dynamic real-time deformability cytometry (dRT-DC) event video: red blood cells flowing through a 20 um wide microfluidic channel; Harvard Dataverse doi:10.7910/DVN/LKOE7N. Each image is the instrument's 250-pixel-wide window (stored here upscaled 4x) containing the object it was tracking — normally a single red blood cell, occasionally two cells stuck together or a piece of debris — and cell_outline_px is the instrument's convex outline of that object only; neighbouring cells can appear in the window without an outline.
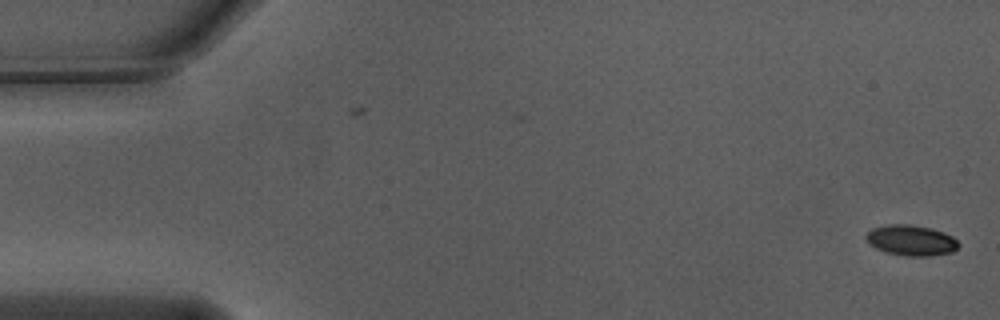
{"species": "Egyptian fruit bat (a non-hibernating species)", "species_latin": "Rousettus aegyptiacus", "temperature_condition": "warm", "stored_images_in_passage": 56, "camera_frame_rate_fps": 3000, "um_per_image_px": 0.085, "animal": {"sex": "male"}, "frame": {"image": 1, "passage_image": 1, "time_ms": 0.0, "image_size_px": [1000, 320], "cell_outline_px": [[960, 244], [952, 252], [928, 256], [904, 256], [888, 252], [876, 248], [864, 236], [872, 228], [888, 224], [908, 224], [932, 228], [944, 232], [952, 236]], "centroid_in_image_um": [77.46, 20.42], "position_along_channel_um": 7.5, "area_um2": 16.36}}
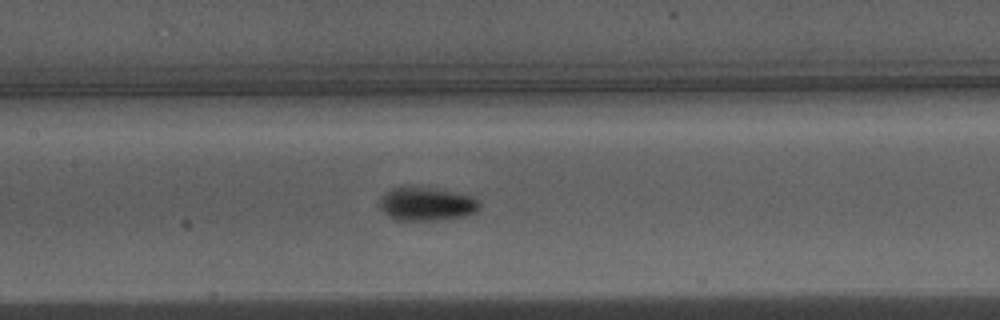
{"frame": {"image": 2, "passage_image": 26, "time_ms": 8.333, "image_size_px": [1000, 320], "cell_outline_px": [[480, 208], [476, 212], [464, 216], [440, 220], [396, 220], [388, 216], [380, 208], [380, 196], [384, 192], [400, 184], [412, 184], [436, 188], [472, 196], [480, 204]], "centroid_in_image_um": [36.2, 17.29], "position_along_channel_um": 171.2, "area_um2": 20.17}}
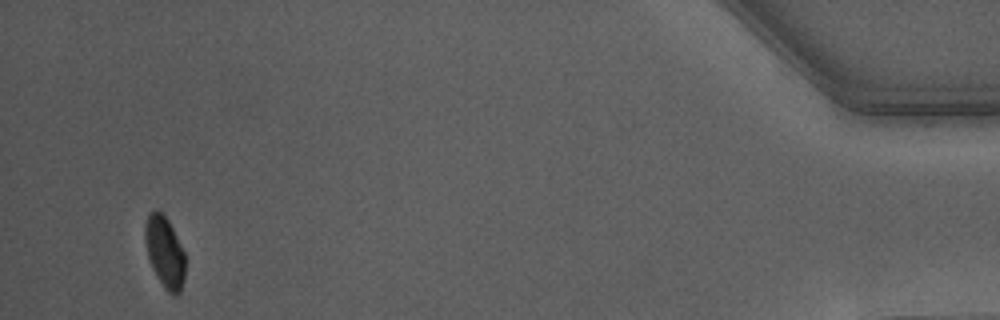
{"frame": {"image": 3, "passage_image": 53, "time_ms": 17.333, "image_size_px": [1000, 320], "cell_outline_px": [[184, 280], [180, 292], [176, 296], [172, 296], [164, 288], [152, 268], [148, 256], [144, 236], [144, 228], [148, 212], [156, 208], [168, 220], [184, 252]], "centroid_in_image_um": [13.98, 21.43], "position_along_channel_um": 421.2, "area_um2": 16.65}, "authors_computed_cell_mechanics": {"area_um2": 17.7446, "velocity_mm_per_s": 3.7238, "shape_relaxation_time_tau1_ms": 4.6313, "shape_relaxation_time_tau2_ms": null, "deformation_change_tau1": 0.1257, "deformation_change_tau2": null}}